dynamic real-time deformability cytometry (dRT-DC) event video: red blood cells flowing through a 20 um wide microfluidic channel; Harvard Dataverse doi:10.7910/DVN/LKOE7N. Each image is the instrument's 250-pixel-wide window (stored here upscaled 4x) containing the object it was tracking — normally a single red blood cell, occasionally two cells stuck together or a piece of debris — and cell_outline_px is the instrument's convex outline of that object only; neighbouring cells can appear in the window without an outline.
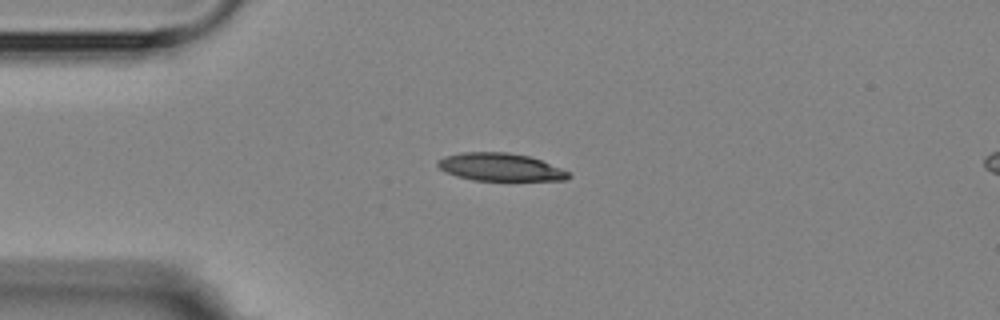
{"species": "Egyptian fruit bat (a non-hibernating species)", "species_latin": "Rousettus aegyptiacus", "temperature_condition": "room temperature", "stored_images_in_passage": 6, "camera_frame_rate_fps": 3000, "um_per_image_px": 0.085, "animal": {"sex": "female"}, "frame": {"image": 1, "passage_image": 3, "time_ms": 2.333, "image_size_px": [1000, 320], "cell_outline_px": [[572, 176], [568, 180], [472, 180], [456, 176], [444, 172], [436, 164], [436, 160], [444, 156], [460, 152], [508, 152], [528, 156], [540, 160], [560, 168], [568, 172]], "centroid_in_image_um": [42.47, 14.2], "position_along_channel_um": 42.5, "area_um2": 21.21}}
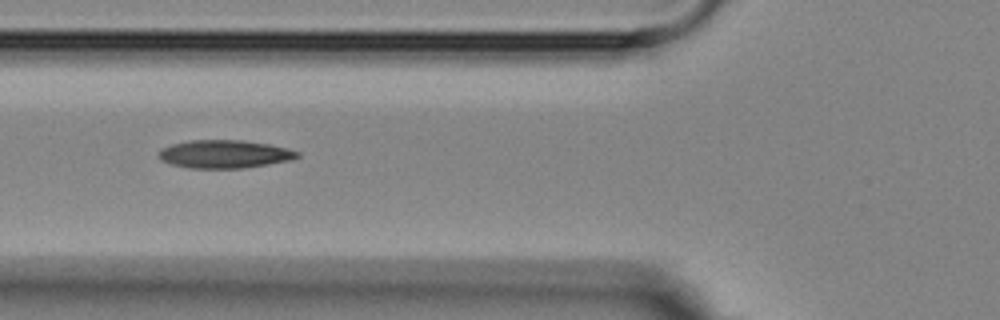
{"frame": {"image": 2, "passage_image": 5, "time_ms": 4.667, "image_size_px": [1000, 320], "cell_outline_px": [[300, 156], [292, 160], [244, 168], [188, 168], [172, 164], [160, 160], [156, 156], [156, 152], [160, 148], [172, 144], [188, 140], [244, 140], [268, 144], [288, 148], [300, 152]], "centroid_in_image_um": [19.05, 13.09], "position_along_channel_um": 106.8, "area_um2": 23.0}}
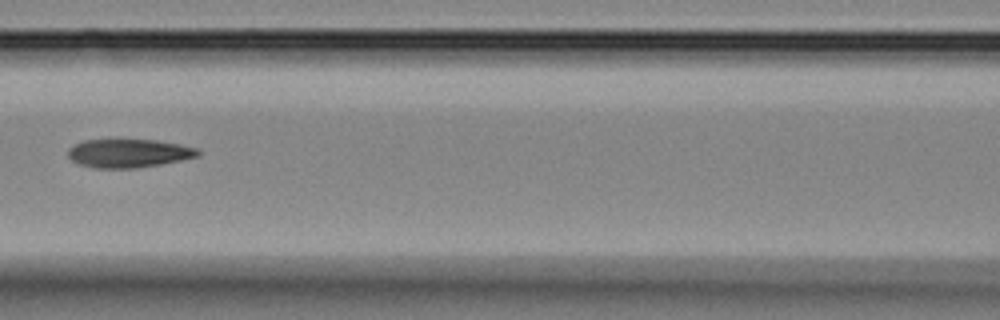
{"frame": {"image": 3, "passage_image": 6, "time_ms": 6.0, "image_size_px": [1000, 320], "cell_outline_px": [[200, 156], [160, 164], [136, 168], [92, 168], [80, 164], [72, 160], [68, 156], [68, 148], [72, 144], [84, 140], [120, 136], [156, 140], [180, 144], [196, 148], [200, 152]], "centroid_in_image_um": [10.88, 12.97], "position_along_channel_um": 155.7, "area_um2": 22.6}}